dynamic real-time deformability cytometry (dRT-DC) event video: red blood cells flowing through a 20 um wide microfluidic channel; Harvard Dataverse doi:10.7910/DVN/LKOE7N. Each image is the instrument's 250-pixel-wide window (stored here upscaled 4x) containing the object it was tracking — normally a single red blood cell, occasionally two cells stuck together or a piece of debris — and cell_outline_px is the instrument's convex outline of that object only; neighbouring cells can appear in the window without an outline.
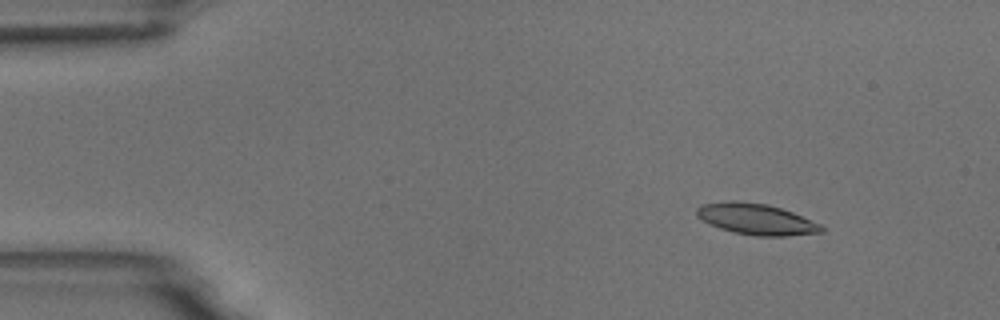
{"species": "common noctule bat (a hibernating species)", "species_latin": "Nyctalus noctula", "temperature_condition": "room temperature", "stored_images_in_passage": 7, "camera_frame_rate_fps": 3000, "um_per_image_px": 0.085, "animal": {"sex": "male", "body_mass_g": 18.8}, "frame": {"image": 1, "passage_image": 1, "time_ms": 0.0, "image_size_px": [1000, 320], "cell_outline_px": [[824, 232], [784, 236], [756, 236], [732, 232], [720, 228], [696, 216], [696, 208], [704, 204], [728, 200], [736, 200], [764, 204], [780, 208], [792, 212], [820, 224], [824, 228]], "centroid_in_image_um": [64.27, 18.63], "position_along_channel_um": 20.7, "area_um2": 22.37}}
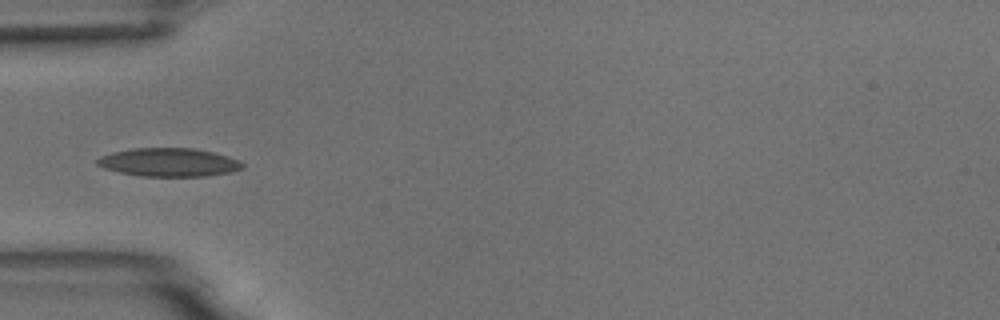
{"frame": {"image": 2, "passage_image": 4, "time_ms": 3.667, "image_size_px": [1000, 320], "cell_outline_px": [[244, 168], [232, 172], [204, 176], [140, 176], [120, 172], [104, 168], [96, 164], [96, 160], [100, 156], [112, 152], [132, 148], [192, 148], [212, 152], [228, 156], [244, 164]], "centroid_in_image_um": [14.34, 13.79], "position_along_channel_um": 70.7, "area_um2": 23.99}}